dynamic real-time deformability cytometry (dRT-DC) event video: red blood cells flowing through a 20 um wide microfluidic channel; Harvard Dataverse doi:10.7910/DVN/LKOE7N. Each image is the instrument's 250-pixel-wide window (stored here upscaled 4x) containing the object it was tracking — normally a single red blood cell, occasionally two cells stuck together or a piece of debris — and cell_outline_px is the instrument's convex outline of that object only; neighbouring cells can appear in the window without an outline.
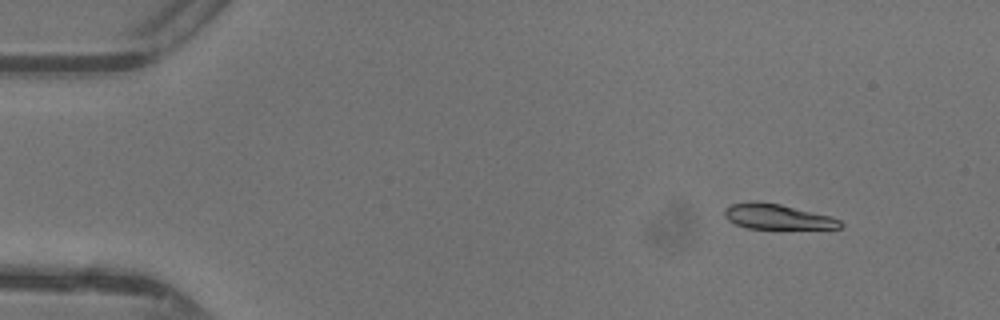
{"species": "common noctule bat (a hibernating species)", "species_latin": "Nyctalus noctula", "temperature_condition": "warm", "stored_images_in_passage": 15, "camera_frame_rate_fps": 3000, "um_per_image_px": 0.085, "animal": {"sex": "female"}, "frame": {"image": 1, "passage_image": 5, "time_ms": 1.333, "image_size_px": [1000, 320], "cell_outline_px": [[844, 224], [840, 228], [748, 228], [736, 224], [728, 220], [724, 216], [724, 208], [732, 204], [752, 200], [756, 200], [780, 204], [828, 216], [840, 220]], "centroid_in_image_um": [66.0, 18.4], "position_along_channel_um": 19.0, "area_um2": 16.76}}
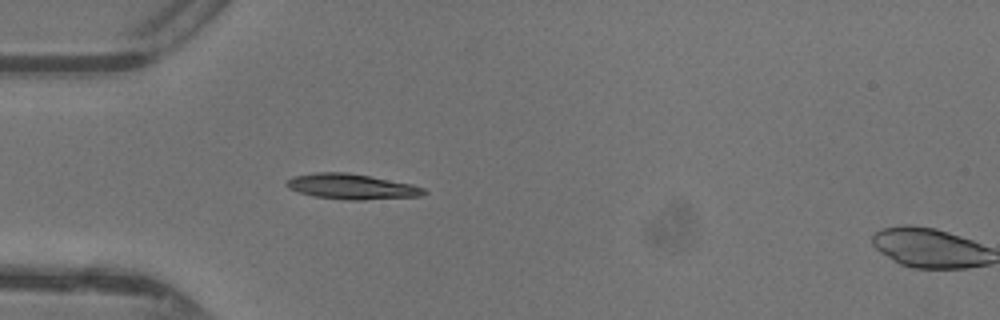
{"frame": {"image": 2, "passage_image": 14, "time_ms": 4.333, "image_size_px": [1000, 320], "cell_outline_px": [[428, 192], [420, 196], [364, 200], [348, 200], [312, 196], [288, 188], [284, 184], [292, 176], [316, 172], [348, 172], [412, 184], [424, 188]], "centroid_in_image_um": [29.88, 15.86], "position_along_channel_um": 55.1, "area_um2": 20.35}}